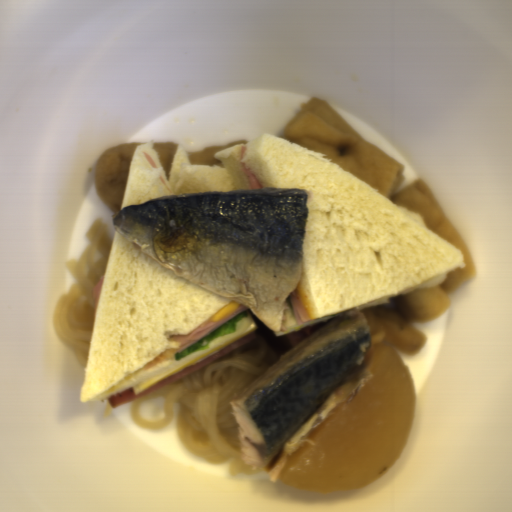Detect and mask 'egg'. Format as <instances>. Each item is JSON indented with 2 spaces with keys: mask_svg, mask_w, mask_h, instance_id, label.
<instances>
[{
  "mask_svg": "<svg viewBox=\"0 0 512 512\" xmlns=\"http://www.w3.org/2000/svg\"><path fill=\"white\" fill-rule=\"evenodd\" d=\"M255 330H256V321L253 320L251 317L247 316L245 319L240 320L237 323L235 333L214 339L209 344L208 349L199 351V352H195V353H191L188 356L182 358L181 360L175 361L170 368L135 385L133 387L134 395H137V394L145 391L146 389L168 379L169 377H171V376L195 365L196 363L210 357L211 355L217 353L218 351H220L223 348L229 346L230 344L236 342L237 340L255 332Z\"/></svg>",
  "mask_w": 512,
  "mask_h": 512,
  "instance_id": "d2b9013d",
  "label": "egg"
},
{
  "mask_svg": "<svg viewBox=\"0 0 512 512\" xmlns=\"http://www.w3.org/2000/svg\"><path fill=\"white\" fill-rule=\"evenodd\" d=\"M332 317H333V313L326 315L324 317H321V318H313V321H309V322H305V323H298L295 313L293 311L290 299L288 297L287 307L282 316L280 331H275V335H277L279 337V336H282L285 334L303 330V329L309 328L311 326L320 324L322 322L328 321Z\"/></svg>",
  "mask_w": 512,
  "mask_h": 512,
  "instance_id": "2799bb9f",
  "label": "egg"
}]
</instances>
